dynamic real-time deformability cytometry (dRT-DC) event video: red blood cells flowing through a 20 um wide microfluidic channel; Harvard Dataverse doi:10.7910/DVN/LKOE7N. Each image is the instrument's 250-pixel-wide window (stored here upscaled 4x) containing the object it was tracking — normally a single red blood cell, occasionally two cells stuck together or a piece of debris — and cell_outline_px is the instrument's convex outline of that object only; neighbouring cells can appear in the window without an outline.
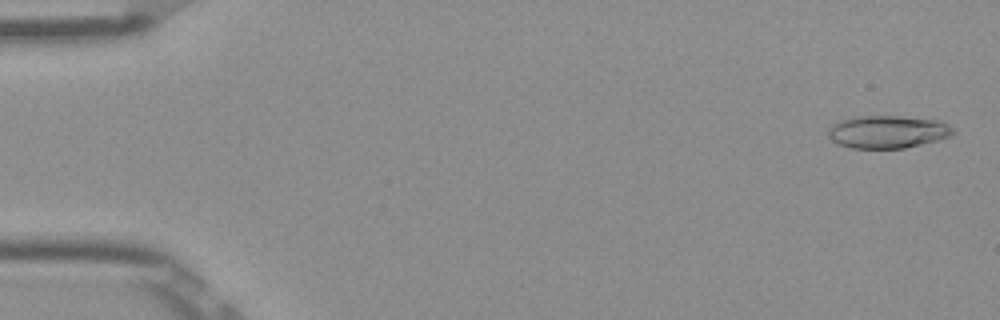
{"species": "Egyptian fruit bat (a non-hibernating species)", "species_latin": "Rousettus aegyptiacus", "temperature_condition": "room temperature", "stored_images_in_passage": 52, "camera_frame_rate_fps": 3000, "um_per_image_px": 0.085, "frame": {"image": 1, "passage_image": 2, "time_ms": 0.333, "image_size_px": [1000, 320], "cell_outline_px": [[956, 132], [952, 136], [904, 148], [852, 148], [840, 144], [832, 140], [828, 136], [828, 128], [832, 124], [856, 116], [900, 116], [940, 120], [948, 124]], "centroid_in_image_um": [75.47, 11.2], "position_along_channel_um": 9.5, "area_um2": 23.7}}
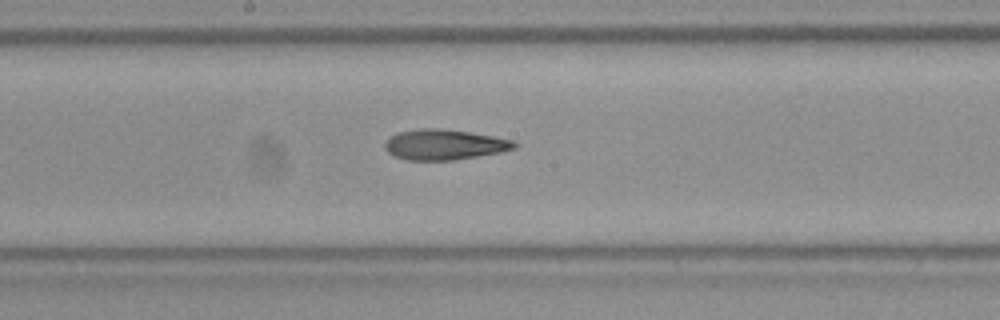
{"frame": {"image": 2, "passage_image": 28, "time_ms": 9.0, "image_size_px": [1000, 320], "cell_outline_px": [[520, 144], [516, 148], [500, 152], [452, 160], [408, 160], [396, 156], [388, 152], [384, 148], [384, 144], [396, 132], [420, 128], [440, 128], [468, 132], [492, 136], [512, 140]], "centroid_in_image_um": [37.77, 12.28], "position_along_channel_um": 210.4, "area_um2": 22.77}}
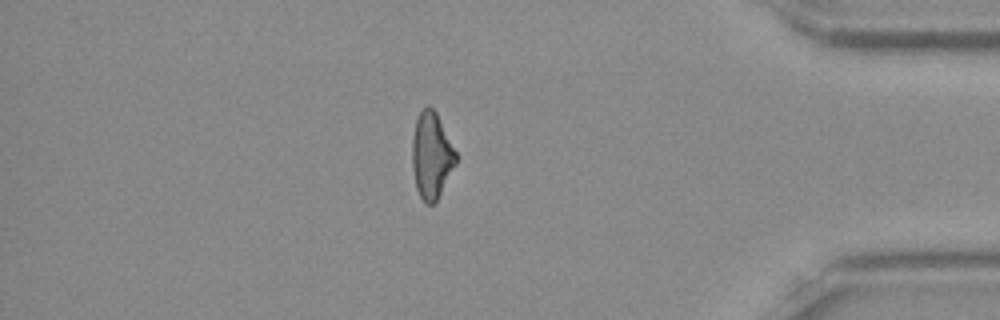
{"frame": {"image": 3, "passage_image": 45, "time_ms": 14.667, "image_size_px": [1000, 320], "cell_outline_px": [[456, 164], [436, 200], [432, 204], [428, 204], [420, 196], [416, 188], [412, 168], [412, 136], [416, 120], [420, 112], [428, 104], [436, 112], [456, 152]], "centroid_in_image_um": [36.66, 13.19], "position_along_channel_um": 398.5, "area_um2": 21.68}, "authors_computed_cell_mechanics": {"area_um2": 22.7443, "velocity_mm_per_s": 3.9182, "shape_relaxation_time_tau1_ms": null, "shape_relaxation_time_tau2_ms": 5.1039, "deformation_change_tau1": null, "deformation_change_tau2": 0.1563}}